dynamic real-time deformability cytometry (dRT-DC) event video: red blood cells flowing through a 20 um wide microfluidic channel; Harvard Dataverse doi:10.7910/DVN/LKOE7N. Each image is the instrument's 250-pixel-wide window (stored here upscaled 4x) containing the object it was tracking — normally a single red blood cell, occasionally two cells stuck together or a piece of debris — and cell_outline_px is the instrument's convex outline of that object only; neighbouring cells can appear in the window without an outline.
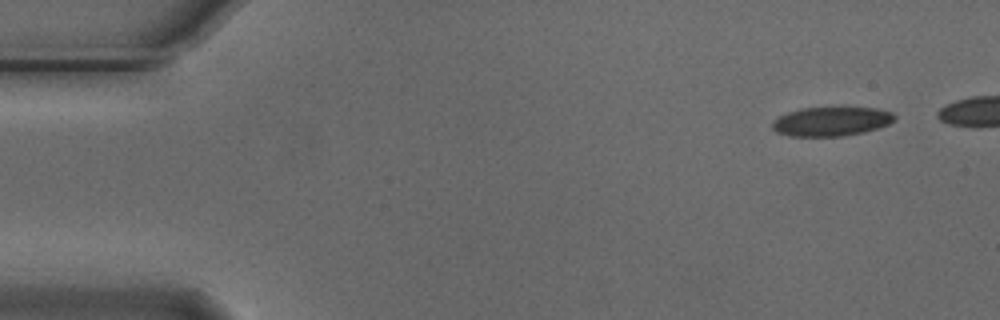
{"species": "Egyptian fruit bat (a non-hibernating species)", "species_latin": "Rousettus aegyptiacus", "temperature_condition": "cold", "stored_images_in_passage": 45, "camera_frame_rate_fps": 3000, "um_per_image_px": 0.085, "animal": {"sex": "male"}, "frame": {"image": 1, "passage_image": 1, "time_ms": 0.0, "image_size_px": [1000, 320], "cell_outline_px": [[896, 120], [888, 124], [864, 132], [840, 136], [788, 136], [776, 132], [772, 128], [772, 124], [780, 116], [788, 112], [800, 108], [840, 104], [876, 108], [892, 112], [896, 116]], "centroid_in_image_um": [70.7, 10.26], "position_along_channel_um": 14.3, "area_um2": 21.68}}
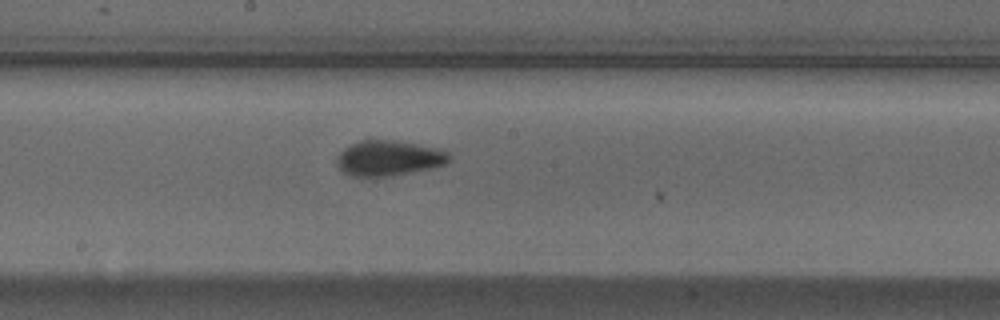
{"frame": {"image": 2, "passage_image": 26, "time_ms": 8.333, "image_size_px": [1000, 320], "cell_outline_px": [[452, 160], [444, 164], [432, 168], [392, 176], [352, 176], [344, 172], [336, 164], [336, 156], [344, 148], [360, 140], [372, 136], [444, 148], [452, 156]], "centroid_in_image_um": [33.08, 13.39], "position_along_channel_um": 215.1, "area_um2": 24.04}}
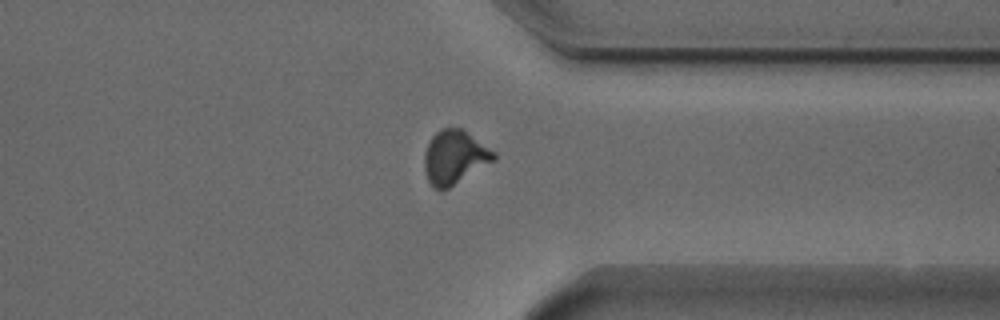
{"frame": {"image": 3, "passage_image": 39, "time_ms": 12.667, "image_size_px": [1000, 320], "cell_outline_px": [[496, 160], [448, 188], [432, 188], [428, 180], [424, 168], [424, 152], [432, 136], [440, 128], [460, 128], [496, 152]], "centroid_in_image_um": [38.63, 13.36], "position_along_channel_um": 372.8, "area_um2": 21.56}, "authors_computed_cell_mechanics": {"area_um2": 22.0218, "velocity_mm_per_s": 3.7158, "shape_relaxation_time_tau1_ms": 3.9625, "shape_relaxation_time_tau2_ms": 1.3432, "deformation_change_tau1": 0.1266, "deformation_change_tau2": 0.0669}}